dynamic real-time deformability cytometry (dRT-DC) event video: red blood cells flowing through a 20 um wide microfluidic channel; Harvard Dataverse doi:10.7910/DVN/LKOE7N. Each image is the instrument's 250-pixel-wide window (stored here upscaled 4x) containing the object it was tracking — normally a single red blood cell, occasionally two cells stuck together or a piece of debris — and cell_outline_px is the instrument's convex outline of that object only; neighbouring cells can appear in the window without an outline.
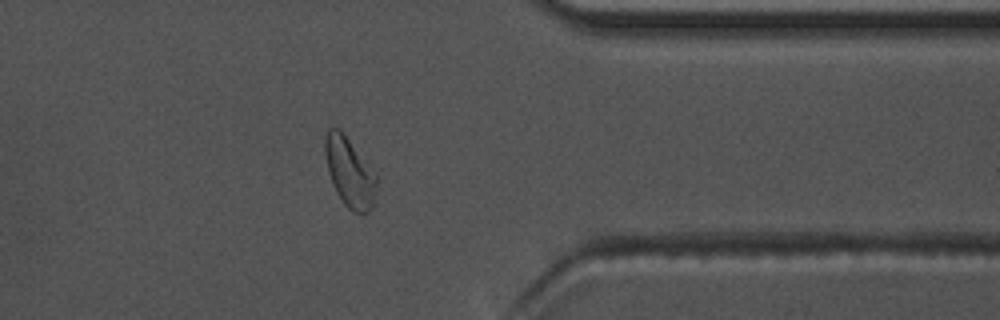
{"species": "common noctule bat (a hibernating species)", "species_latin": "Nyctalus noctula", "temperature_condition": "warm", "stored_images_in_passage": 39, "camera_frame_rate_fps": 3000, "um_per_image_px": 0.085, "animal": {"sex": "male", "body_mass_g": 17.5, "forearm_length_mm": 52.3}, "frame": {"image": 1, "passage_image": 27, "time_ms": 8.667, "image_size_px": [1000, 320], "cell_outline_px": [[376, 184], [372, 204], [368, 212], [352, 212], [344, 204], [336, 192], [332, 184], [324, 152], [324, 140], [328, 128], [336, 128], [348, 140], [376, 176]], "centroid_in_image_um": [29.67, 14.67], "position_along_channel_um": 381.7, "area_um2": 19.88}}